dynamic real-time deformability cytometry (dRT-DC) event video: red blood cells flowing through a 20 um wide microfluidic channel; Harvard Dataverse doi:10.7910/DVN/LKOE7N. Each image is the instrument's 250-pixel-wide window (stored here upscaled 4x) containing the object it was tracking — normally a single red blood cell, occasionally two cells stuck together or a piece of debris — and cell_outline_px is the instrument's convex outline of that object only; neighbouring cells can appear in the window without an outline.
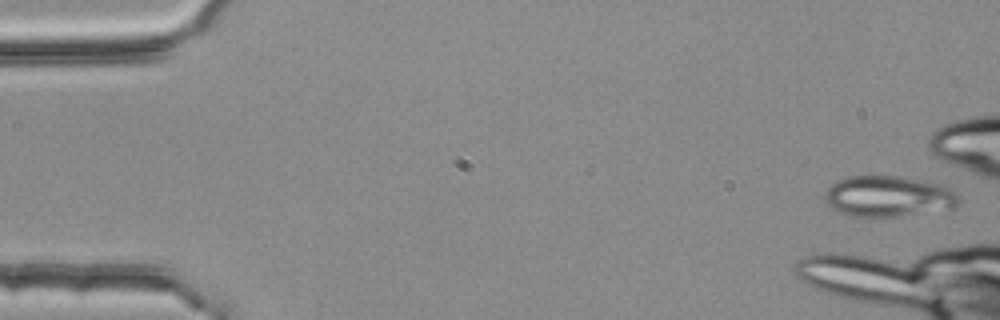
{"species": "common noctule bat (a hibernating species)", "species_latin": "Nyctalus noctula", "temperature_condition": "room temperature", "stored_images_in_passage": 3, "camera_frame_rate_fps": 3000, "um_per_image_px": 0.085, "animal": {"sex": "female", "body_mass_g": 25.1}, "frame": {"image": 1, "passage_image": 1, "time_ms": 0.0, "image_size_px": [1000, 320], "cell_outline_px": [[960, 204], [956, 208], [896, 216], [852, 216], [840, 212], [832, 208], [824, 200], [824, 192], [836, 180], [848, 176], [900, 176], [924, 180], [944, 184], [952, 188], [956, 192], [960, 200]], "centroid_in_image_um": [75.55, 16.67], "position_along_channel_um": 9.4, "area_um2": 32.25}}